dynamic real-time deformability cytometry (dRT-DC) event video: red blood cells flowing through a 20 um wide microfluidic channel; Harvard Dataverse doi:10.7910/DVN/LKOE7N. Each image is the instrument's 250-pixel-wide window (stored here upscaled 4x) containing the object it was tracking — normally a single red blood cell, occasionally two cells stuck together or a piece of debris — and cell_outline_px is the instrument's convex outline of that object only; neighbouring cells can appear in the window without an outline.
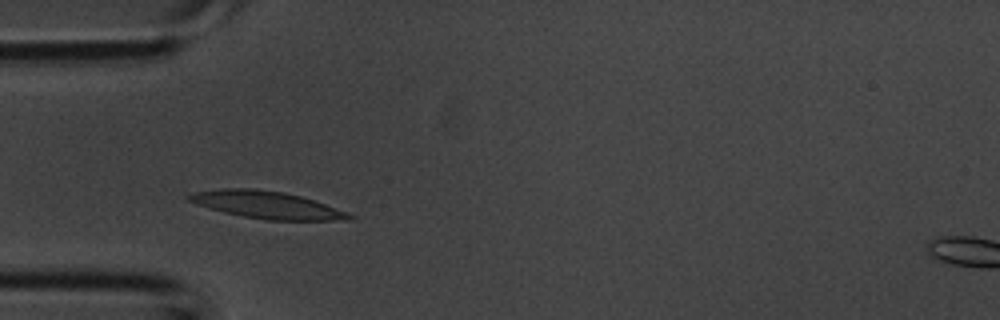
{"species": "common noctule bat (a hibernating species)", "species_latin": "Nyctalus noctula", "temperature_condition": "room temperature", "stored_images_in_passage": 33, "camera_frame_rate_fps": 3000, "um_per_image_px": 0.085, "animal": {"sex": "male", "body_mass_g": 20.1, "forearm_length_mm": 53.5}, "frame": {"image": 1, "passage_image": 6, "time_ms": 1.667, "image_size_px": [1000, 320], "cell_outline_px": [[356, 216], [352, 220], [264, 220], [224, 212], [196, 204], [188, 200], [184, 196], [196, 192], [224, 188], [252, 188], [284, 192], [300, 196], [348, 212]], "centroid_in_image_um": [22.69, 17.42], "position_along_channel_um": 62.3, "area_um2": 25.32}}
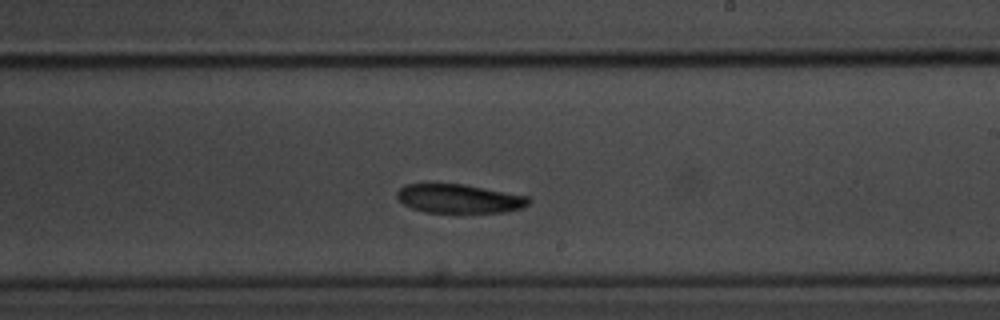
{"frame": {"image": 2, "passage_image": 17, "time_ms": 5.333, "image_size_px": [1000, 320], "cell_outline_px": [[532, 200], [528, 204], [520, 208], [504, 212], [424, 212], [412, 208], [404, 204], [396, 196], [396, 192], [404, 184], [464, 184], [528, 196]], "centroid_in_image_um": [39.02, 16.88], "position_along_channel_um": 250.0, "area_um2": 22.02}}
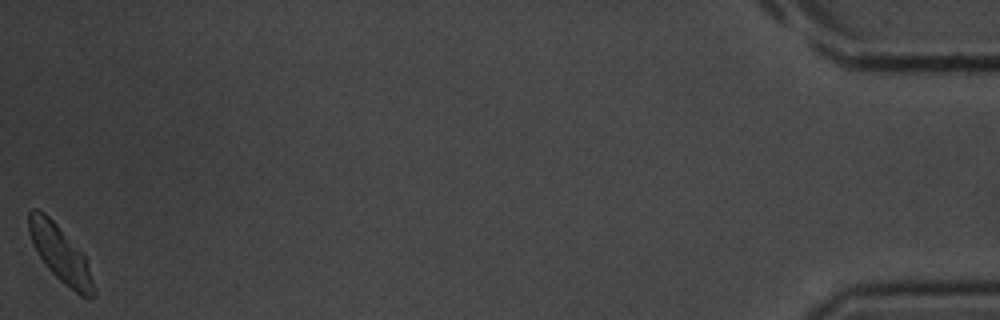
{"frame": {"image": 3, "passage_image": 33, "time_ms": 10.667, "image_size_px": [1000, 320], "cell_outline_px": [[96, 296], [88, 300], [84, 300], [64, 284], [48, 268], [40, 256], [28, 232], [28, 212], [32, 208], [36, 208], [44, 212], [84, 252], [96, 292]], "centroid_in_image_um": [5.18, 21.62], "position_along_channel_um": 430.0, "area_um2": 21.44}}